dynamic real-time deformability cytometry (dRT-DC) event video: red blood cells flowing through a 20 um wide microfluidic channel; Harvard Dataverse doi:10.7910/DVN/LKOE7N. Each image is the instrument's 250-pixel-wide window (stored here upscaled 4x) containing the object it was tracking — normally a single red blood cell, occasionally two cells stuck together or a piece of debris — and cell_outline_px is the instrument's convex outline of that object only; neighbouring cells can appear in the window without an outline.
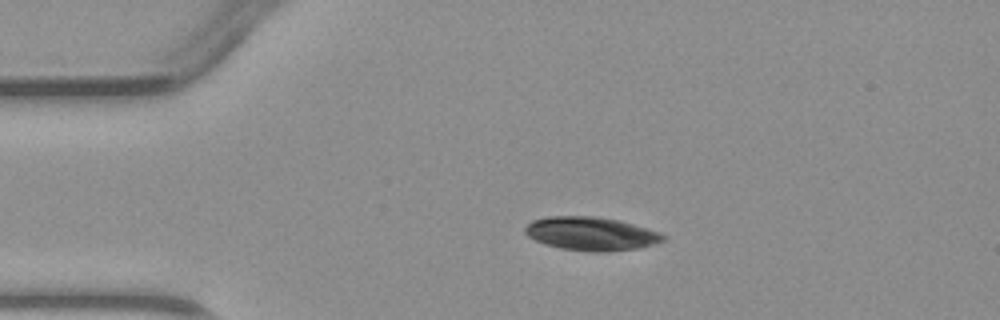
{"species": "common noctule bat (a hibernating species)", "species_latin": "Nyctalus noctula", "temperature_condition": "warm", "stored_images_in_passage": 3, "camera_frame_rate_fps": 3000, "um_per_image_px": 0.085, "animal": {"sex": "male", "body_mass_g": 23.1, "forearm_length_mm": 52.7}, "frame": {"image": 1, "passage_image": 2, "time_ms": 1.333, "image_size_px": [1000, 320], "cell_outline_px": [[668, 240], [640, 248], [604, 252], [592, 252], [560, 248], [544, 244], [528, 236], [524, 232], [524, 228], [532, 220], [548, 216], [596, 216], [620, 220], [648, 228], [660, 232], [668, 236]], "centroid_in_image_um": [50.29, 19.86], "position_along_channel_um": 34.7, "area_um2": 27.34}}